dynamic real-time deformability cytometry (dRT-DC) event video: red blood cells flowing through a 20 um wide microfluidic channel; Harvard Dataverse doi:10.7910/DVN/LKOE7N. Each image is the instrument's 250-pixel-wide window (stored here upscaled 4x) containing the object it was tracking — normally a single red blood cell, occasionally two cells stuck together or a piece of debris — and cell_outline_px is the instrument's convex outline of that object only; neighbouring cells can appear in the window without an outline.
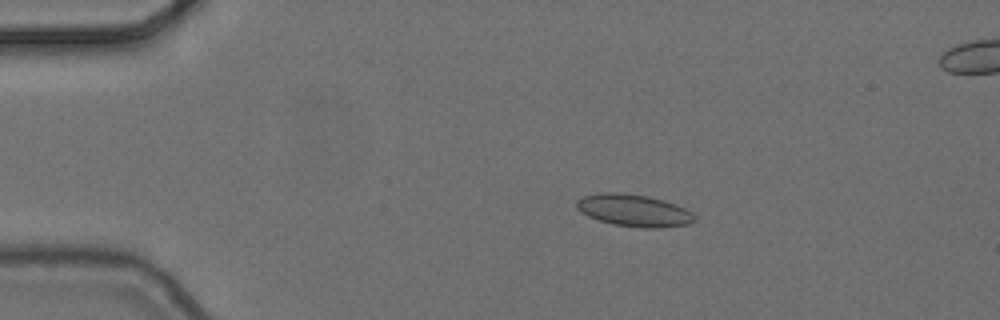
{"species": "common noctule bat (a hibernating species)", "species_latin": "Nyctalus noctula", "temperature_condition": "cold", "stored_images_in_passage": 8, "camera_frame_rate_fps": 3000, "um_per_image_px": 0.085, "animal": {"sex": "female", "body_mass_g": 24.6, "forearm_length_mm": 56.2}, "frame": {"image": 1, "passage_image": 4, "time_ms": 1.0, "image_size_px": [1000, 320], "cell_outline_px": [[696, 220], [692, 224], [660, 228], [640, 228], [612, 224], [588, 216], [580, 212], [576, 208], [576, 200], [584, 196], [600, 192], [620, 192], [648, 196], [664, 200], [676, 204], [692, 212], [696, 216]], "centroid_in_image_um": [53.9, 17.89], "position_along_channel_um": 31.1, "area_um2": 22.43}}
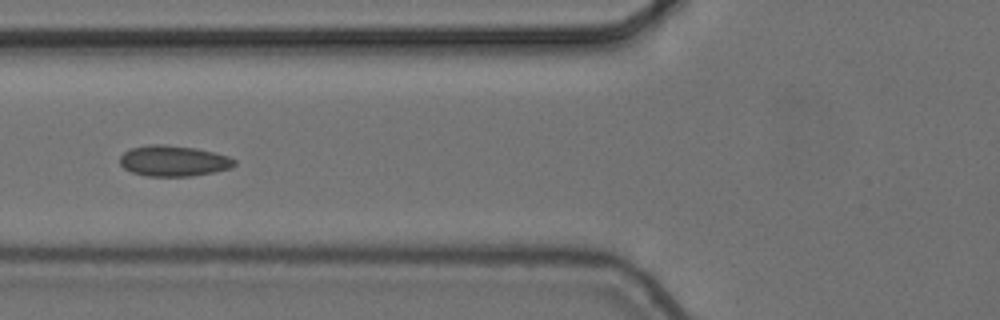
{"frame": {"image": 2, "passage_image": 7, "time_ms": 2.0, "image_size_px": [1000, 320], "cell_outline_px": [[236, 164], [232, 168], [192, 176], [148, 176], [132, 172], [124, 168], [120, 164], [120, 156], [124, 152], [132, 148], [148, 144], [164, 144], [196, 148], [228, 156], [236, 160]], "centroid_in_image_um": [14.75, 13.67], "position_along_channel_um": 111.1, "area_um2": 20.52}}
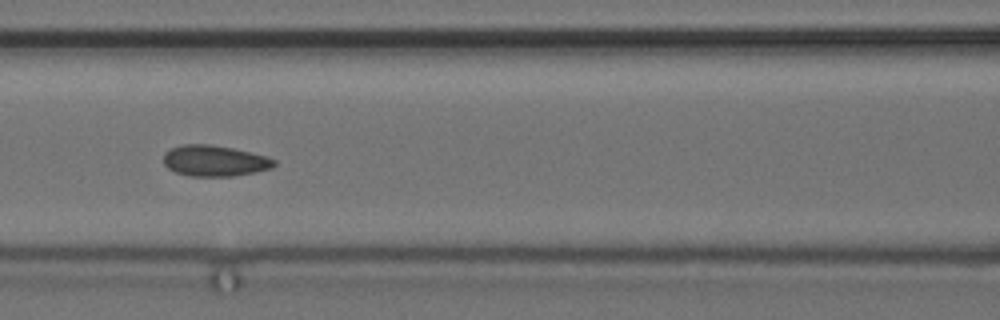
{"frame": {"image": 3, "passage_image": 8, "time_ms": 2.333, "image_size_px": [1000, 320], "cell_outline_px": [[276, 164], [272, 168], [256, 172], [232, 176], [188, 176], [176, 172], [168, 168], [164, 164], [164, 152], [180, 144], [212, 144], [252, 152], [268, 156], [276, 160]], "centroid_in_image_um": [18.26, 13.66], "position_along_channel_um": 148.3, "area_um2": 20.17}}